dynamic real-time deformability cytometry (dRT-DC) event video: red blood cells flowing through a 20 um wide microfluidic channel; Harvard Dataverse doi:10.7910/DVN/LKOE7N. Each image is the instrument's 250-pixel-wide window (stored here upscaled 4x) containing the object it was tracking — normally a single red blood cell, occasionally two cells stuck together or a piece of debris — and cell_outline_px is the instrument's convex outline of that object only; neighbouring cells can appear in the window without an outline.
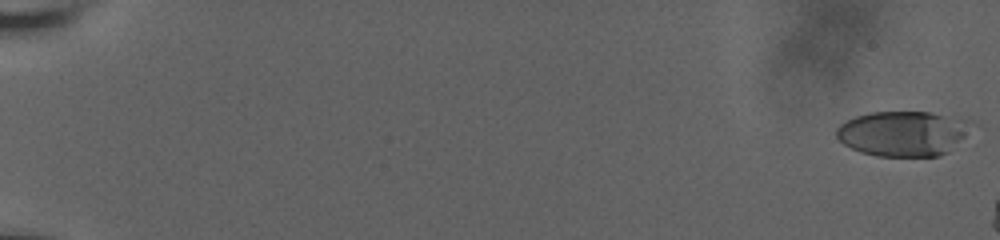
{"species": "human", "species_latin": "Homo sapiens", "temperature_condition": "room temperature", "stored_images_in_passage": 8, "camera_frame_rate_fps": 3000, "um_per_image_px": 0.085, "donor": {"sex": "male"}, "frame": {"image": 1, "passage_image": 1, "time_ms": 0.0, "image_size_px": [1000, 240], "cell_outline_px": [[964, 136], [948, 152], [940, 156], [876, 156], [860, 152], [844, 144], [836, 136], [836, 128], [840, 124], [856, 116], [872, 112], [928, 112], [964, 120]], "centroid_in_image_um": [76.63, 11.37], "position_along_channel_um": 8.4, "area_um2": 34.51}}